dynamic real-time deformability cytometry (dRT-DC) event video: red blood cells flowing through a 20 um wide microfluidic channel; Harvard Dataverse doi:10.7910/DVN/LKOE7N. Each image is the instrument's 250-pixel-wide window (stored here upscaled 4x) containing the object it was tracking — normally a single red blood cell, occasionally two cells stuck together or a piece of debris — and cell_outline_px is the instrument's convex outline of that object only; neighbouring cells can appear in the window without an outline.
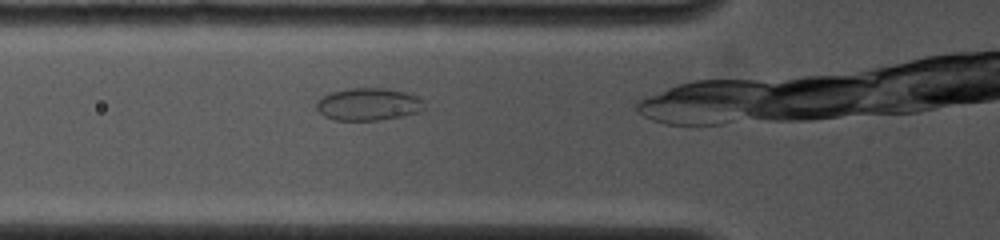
{"species": "common noctule bat (a hibernating species)", "species_latin": "Nyctalus noctula", "temperature_condition": "cold", "stored_images_in_passage": 2, "camera_frame_rate_fps": 4000, "um_per_image_px": 0.085, "animal": {"sex": "female", "body_mass_g": 19.0, "forearm_length_mm": 53.3}, "frame": {"image": 1, "passage_image": 2, "time_ms": 0.75, "image_size_px": [1000, 240], "cell_outline_px": [[424, 108], [420, 112], [380, 120], [332, 120], [324, 116], [316, 108], [316, 104], [320, 96], [332, 92], [348, 88], [384, 88], [404, 92], [416, 96], [424, 100]], "centroid_in_image_um": [31.29, 8.86], "position_along_channel_um": 94.5, "area_um2": 20.46}}